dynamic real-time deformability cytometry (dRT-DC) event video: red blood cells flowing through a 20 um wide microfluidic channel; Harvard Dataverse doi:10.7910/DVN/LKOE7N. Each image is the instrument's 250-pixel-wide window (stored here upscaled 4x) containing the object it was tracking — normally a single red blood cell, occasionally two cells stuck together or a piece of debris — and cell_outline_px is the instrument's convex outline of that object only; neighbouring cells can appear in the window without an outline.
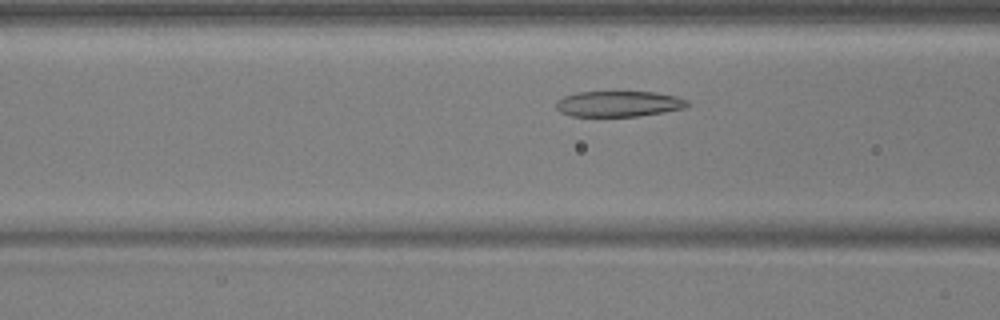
{"species": "common noctule bat (a hibernating species)", "species_latin": "Nyctalus noctula", "temperature_condition": "warm", "stored_images_in_passage": 46, "camera_frame_rate_fps": 3000, "um_per_image_px": 0.085, "animal": {"sex": "male", "body_mass_g": 17.9, "forearm_length_mm": 54.2}, "frame": {"image": 1, "passage_image": 13, "time_ms": 4.0, "image_size_px": [1000, 320], "cell_outline_px": [[688, 104], [684, 108], [636, 116], [568, 116], [560, 112], [556, 108], [556, 100], [564, 96], [576, 92], [656, 92], [676, 96], [688, 100]], "centroid_in_image_um": [52.53, 8.82], "position_along_channel_um": 114.1, "area_um2": 19.59}}
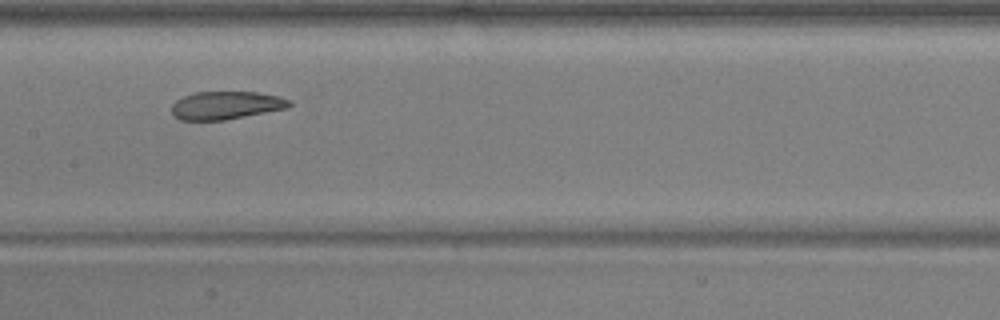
{"frame": {"image": 2, "passage_image": 19, "time_ms": 6.0, "image_size_px": [1000, 320], "cell_outline_px": [[292, 104], [288, 108], [224, 120], [180, 120], [172, 116], [172, 104], [176, 100], [184, 96], [196, 92], [256, 92], [280, 96], [288, 100]], "centroid_in_image_um": [19.19, 8.95], "position_along_channel_um": 188.2, "area_um2": 19.19}}
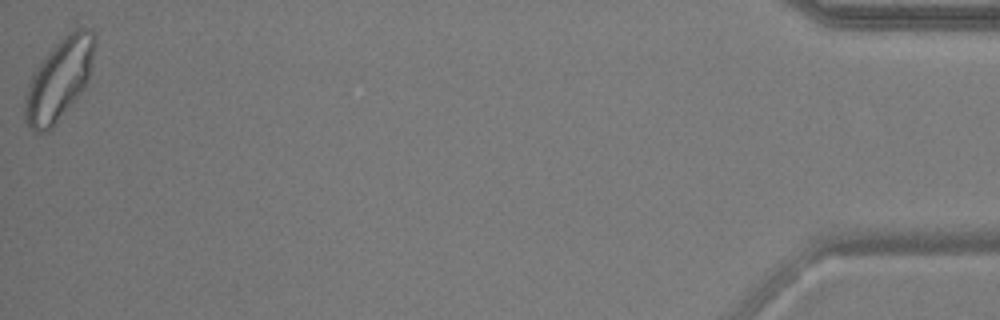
{"frame": {"image": 3, "passage_image": 46, "time_ms": 15.0, "image_size_px": [1000, 320], "cell_outline_px": [[96, 44], [88, 80], [84, 88], [52, 128], [48, 132], [32, 132], [24, 120], [24, 100], [28, 84], [36, 68], [48, 52], [68, 32], [76, 28], [84, 28], [92, 32], [96, 40]], "centroid_in_image_um": [5.01, 6.78], "position_along_channel_um": 430.2, "area_um2": 32.83}, "authors_computed_cell_mechanics": {"area_um2": 22.1374, "velocity_mm_per_s": 3.7003, "shape_relaxation_time_tau1_ms": 10.9219, "shape_relaxation_time_tau2_ms": 1.7451, "deformation_change_tau1": 0.258, "deformation_change_tau2": 0.0852}}